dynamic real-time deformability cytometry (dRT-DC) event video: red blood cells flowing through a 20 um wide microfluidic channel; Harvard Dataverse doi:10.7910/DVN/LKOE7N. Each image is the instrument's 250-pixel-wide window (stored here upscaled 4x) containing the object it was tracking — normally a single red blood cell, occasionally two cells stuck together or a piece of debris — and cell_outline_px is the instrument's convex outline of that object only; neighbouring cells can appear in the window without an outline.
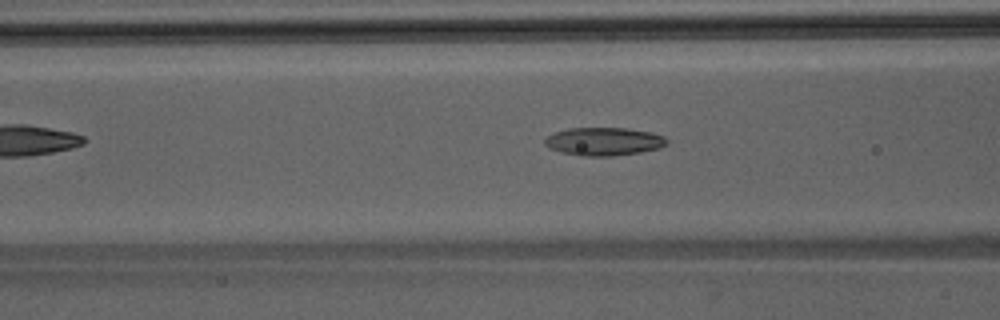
{"species": "Egyptian fruit bat (a non-hibernating species)", "species_latin": "Rousettus aegyptiacus", "temperature_condition": "room temperature", "stored_images_in_passage": 37, "camera_frame_rate_fps": 3000, "um_per_image_px": 0.085, "animal": {"sex": "male"}, "frame": {"image": 1, "passage_image": 8, "time_ms": 2.333, "image_size_px": [1000, 320], "cell_outline_px": [[668, 144], [660, 148], [640, 152], [612, 156], [584, 156], [560, 152], [544, 144], [544, 140], [548, 136], [556, 132], [568, 128], [628, 128], [652, 132], [664, 136], [668, 140]], "centroid_in_image_um": [51.37, 12.02], "position_along_channel_um": 115.2, "area_um2": 20.0}}
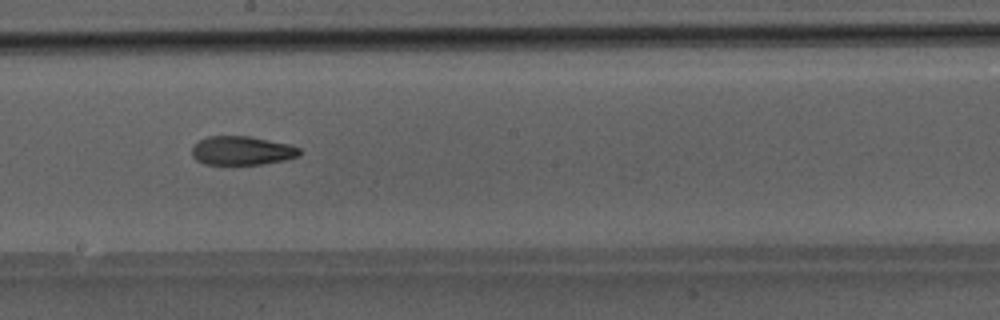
{"frame": {"image": 2, "passage_image": 16, "time_ms": 5.0, "image_size_px": [1000, 320], "cell_outline_px": [[300, 156], [284, 160], [260, 164], [204, 164], [196, 160], [192, 156], [192, 148], [200, 140], [208, 136], [248, 136], [288, 144], [300, 148]], "centroid_in_image_um": [20.55, 12.8], "position_along_channel_um": 227.6, "area_um2": 17.92}}
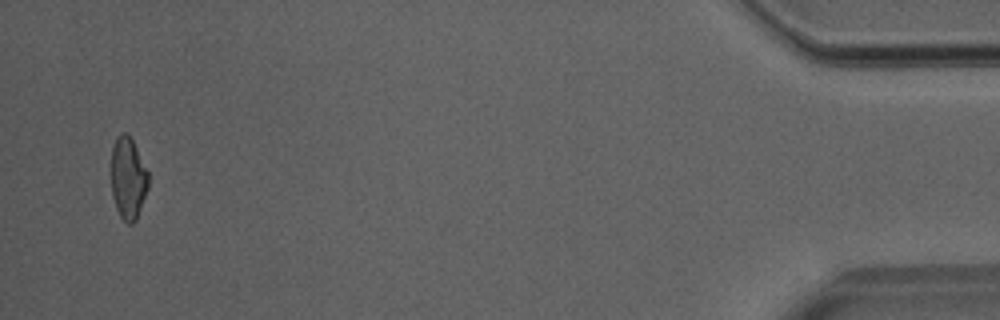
{"frame": {"image": 3, "passage_image": 36, "time_ms": 11.667, "image_size_px": [1000, 320], "cell_outline_px": [[148, 188], [136, 220], [132, 224], [128, 224], [120, 216], [116, 208], [112, 196], [112, 148], [116, 136], [120, 132], [128, 132], [148, 172]], "centroid_in_image_um": [10.88, 15.14], "position_along_channel_um": 424.3, "area_um2": 17.69}}